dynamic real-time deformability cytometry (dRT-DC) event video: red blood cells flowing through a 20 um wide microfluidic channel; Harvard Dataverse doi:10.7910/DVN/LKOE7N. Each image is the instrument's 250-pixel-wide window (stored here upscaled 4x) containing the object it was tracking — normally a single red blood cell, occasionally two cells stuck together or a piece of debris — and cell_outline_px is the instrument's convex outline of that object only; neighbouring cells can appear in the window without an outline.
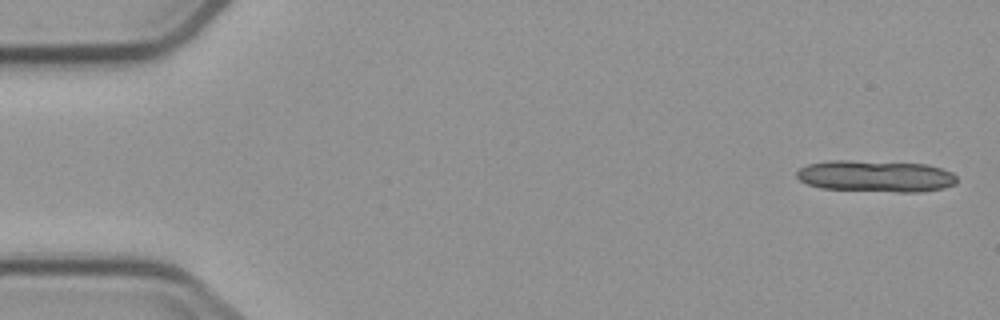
{"species": "common noctule bat (a hibernating species)", "species_latin": "Nyctalus noctula", "temperature_condition": "cold", "stored_images_in_passage": 5, "camera_frame_rate_fps": 3000, "um_per_image_px": 0.085, "animal": {"sex": "male", "body_mass_g": 23.1, "forearm_length_mm": 52.7}, "frame": {"image": 1, "passage_image": 1, "time_ms": 0.0, "image_size_px": [1000, 320], "cell_outline_px": [[956, 184], [944, 188], [920, 192], [896, 192], [820, 188], [808, 184], [800, 180], [796, 176], [796, 172], [800, 168], [808, 164], [828, 160], [848, 160], [928, 164], [952, 172], [956, 176]], "centroid_in_image_um": [74.44, 14.97], "position_along_channel_um": 10.6, "area_um2": 29.65}}